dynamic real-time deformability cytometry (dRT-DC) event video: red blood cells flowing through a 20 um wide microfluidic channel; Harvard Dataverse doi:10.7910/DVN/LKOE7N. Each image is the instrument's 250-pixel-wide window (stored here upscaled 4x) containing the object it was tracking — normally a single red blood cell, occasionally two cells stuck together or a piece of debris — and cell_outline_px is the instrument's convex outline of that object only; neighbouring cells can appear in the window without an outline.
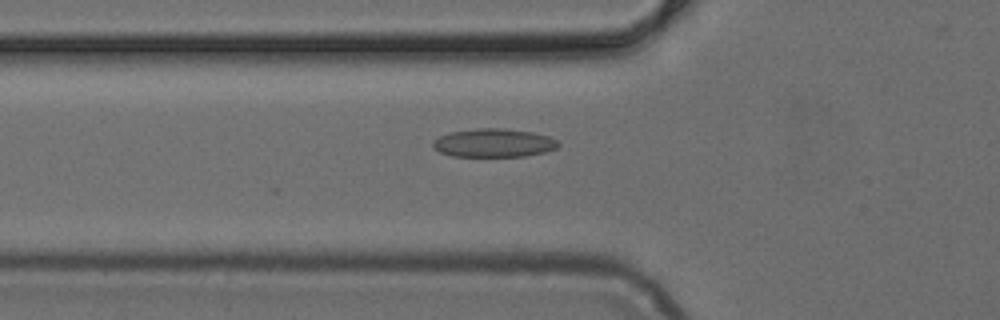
{"species": "common noctule bat (a hibernating species)", "species_latin": "Nyctalus noctula", "temperature_condition": "cold", "stored_images_in_passage": 40, "camera_frame_rate_fps": 3000, "um_per_image_px": 0.085, "animal": {"sex": "female", "body_mass_g": 24.6, "forearm_length_mm": 56.2}, "frame": {"image": 1, "passage_image": 11, "time_ms": 3.333, "image_size_px": [1000, 320], "cell_outline_px": [[560, 144], [556, 148], [544, 152], [524, 156], [452, 156], [440, 152], [432, 148], [432, 140], [448, 132], [476, 128], [504, 128], [532, 132], [548, 136], [556, 140]], "centroid_in_image_um": [41.92, 12.14], "position_along_channel_um": 83.9, "area_um2": 20.87}}
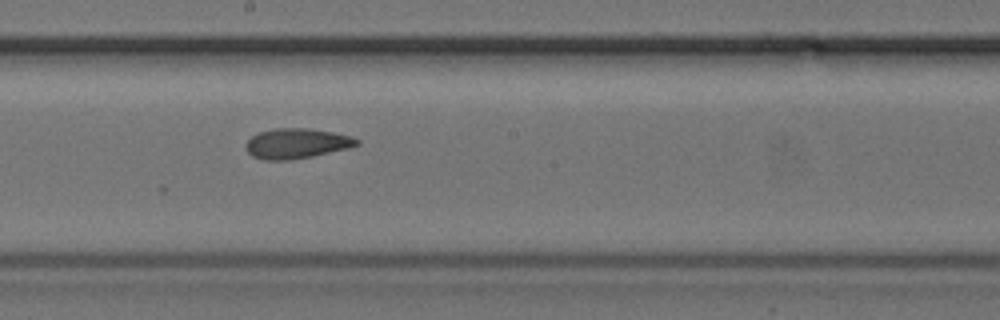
{"frame": {"image": 2, "passage_image": 21, "time_ms": 6.667, "image_size_px": [1000, 320], "cell_outline_px": [[360, 144], [348, 148], [312, 156], [288, 160], [264, 160], [252, 156], [244, 148], [244, 144], [252, 136], [260, 132], [276, 128], [308, 128], [332, 132], [352, 136], [360, 140]], "centroid_in_image_um": [25.2, 12.19], "position_along_channel_um": 223.0, "area_um2": 19.48}}
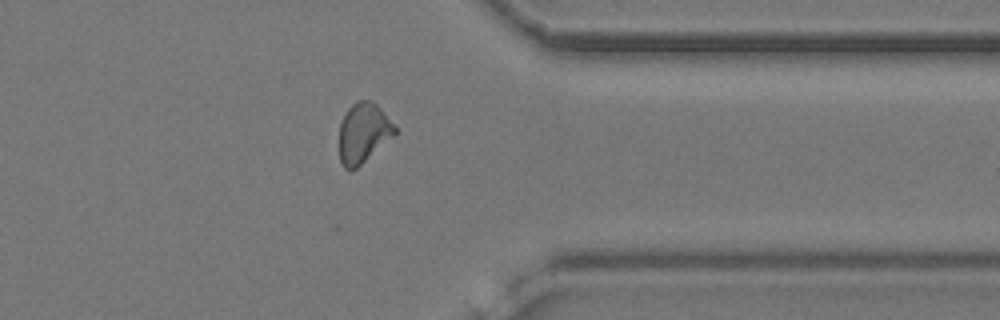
{"frame": {"image": 3, "passage_image": 33, "time_ms": 10.667, "image_size_px": [1000, 320], "cell_outline_px": [[400, 132], [356, 168], [344, 168], [340, 160], [340, 124], [348, 108], [356, 100], [372, 100], [376, 104]], "centroid_in_image_um": [30.92, 11.28], "position_along_channel_um": 380.5, "area_um2": 19.31}}